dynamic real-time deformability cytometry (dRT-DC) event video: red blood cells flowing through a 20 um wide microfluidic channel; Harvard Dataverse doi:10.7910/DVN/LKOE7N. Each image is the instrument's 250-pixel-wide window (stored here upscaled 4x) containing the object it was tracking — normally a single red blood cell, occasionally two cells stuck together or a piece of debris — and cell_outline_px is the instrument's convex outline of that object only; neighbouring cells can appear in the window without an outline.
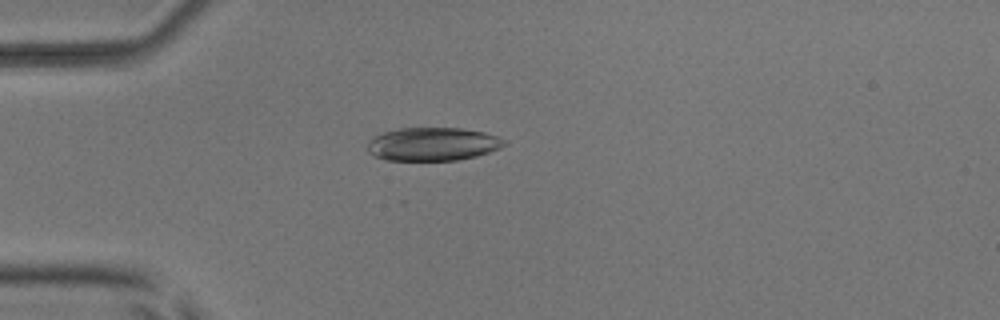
{"species": "common noctule bat (a hibernating species)", "species_latin": "Nyctalus noctula", "temperature_condition": "room temperature", "stored_images_in_passage": 45, "camera_frame_rate_fps": 3000, "um_per_image_px": 0.085, "animal": {"sex": "male", "body_mass_g": 17.9, "forearm_length_mm": 54.2}, "frame": {"image": 1, "passage_image": 7, "time_ms": 2.0, "image_size_px": [1000, 320], "cell_outline_px": [[508, 144], [500, 148], [476, 156], [456, 160], [388, 160], [376, 156], [368, 152], [368, 140], [372, 136], [384, 132], [400, 128], [460, 128], [484, 132], [508, 140]], "centroid_in_image_um": [36.8, 12.24], "position_along_channel_um": 48.2, "area_um2": 26.59}}
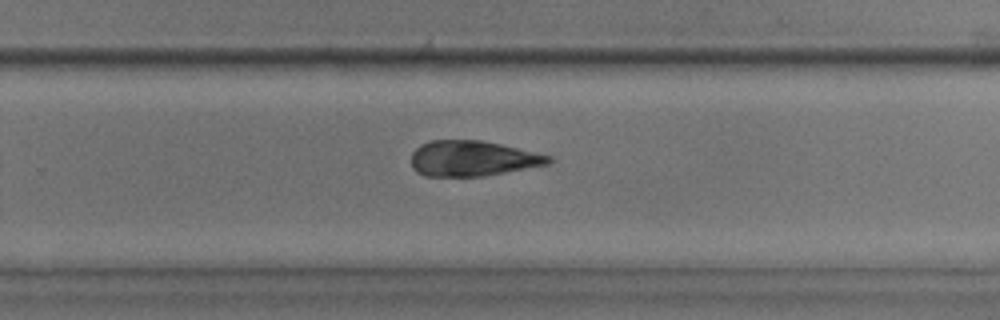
{"frame": {"image": 2, "passage_image": 27, "time_ms": 8.667, "image_size_px": [1000, 320], "cell_outline_px": [[552, 160], [548, 164], [484, 176], [424, 176], [416, 172], [412, 168], [412, 152], [420, 144], [432, 140], [480, 140], [500, 144], [552, 156]], "centroid_in_image_um": [40.13, 13.47], "position_along_channel_um": 289.7, "area_um2": 28.26}}
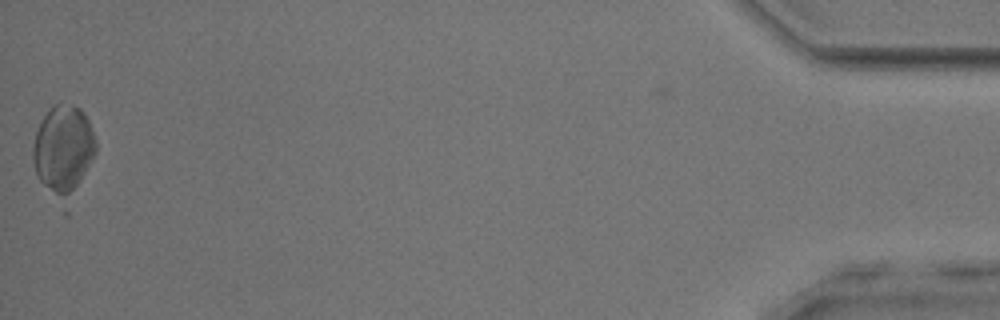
{"frame": {"image": 3, "passage_image": 45, "time_ms": 14.667, "image_size_px": [1000, 320], "cell_outline_px": [[96, 152], [84, 172], [76, 184], [68, 192], [56, 192], [44, 184], [36, 176], [32, 160], [32, 148], [36, 132], [44, 116], [52, 104], [56, 104], [80, 108], [84, 112], [88, 120], [96, 144]], "centroid_in_image_um": [5.34, 12.54], "position_along_channel_um": 429.9, "area_um2": 30.29}}